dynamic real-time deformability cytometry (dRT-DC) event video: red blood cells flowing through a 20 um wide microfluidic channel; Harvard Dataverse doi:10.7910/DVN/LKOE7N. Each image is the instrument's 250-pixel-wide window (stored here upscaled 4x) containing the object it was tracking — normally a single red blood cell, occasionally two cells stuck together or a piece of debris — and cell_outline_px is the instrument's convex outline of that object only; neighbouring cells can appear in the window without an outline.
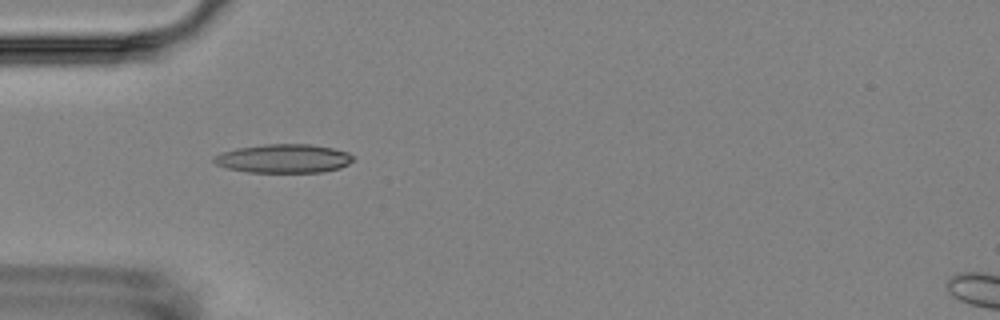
{"species": "Egyptian fruit bat (a non-hibernating species)", "species_latin": "Rousettus aegyptiacus", "temperature_condition": "room temperature", "stored_images_in_passage": 2, "camera_frame_rate_fps": 3000, "um_per_image_px": 0.085, "animal": {"sex": "female"}, "frame": {"image": 1, "passage_image": 1, "time_ms": 0.0, "image_size_px": [1000, 320], "cell_outline_px": [[352, 160], [348, 164], [340, 168], [320, 172], [248, 172], [228, 168], [216, 164], [212, 160], [216, 156], [224, 152], [236, 148], [264, 144], [308, 144], [332, 148], [348, 152], [352, 156]], "centroid_in_image_um": [24.12, 13.47], "position_along_channel_um": 60.9, "area_um2": 23.06}}